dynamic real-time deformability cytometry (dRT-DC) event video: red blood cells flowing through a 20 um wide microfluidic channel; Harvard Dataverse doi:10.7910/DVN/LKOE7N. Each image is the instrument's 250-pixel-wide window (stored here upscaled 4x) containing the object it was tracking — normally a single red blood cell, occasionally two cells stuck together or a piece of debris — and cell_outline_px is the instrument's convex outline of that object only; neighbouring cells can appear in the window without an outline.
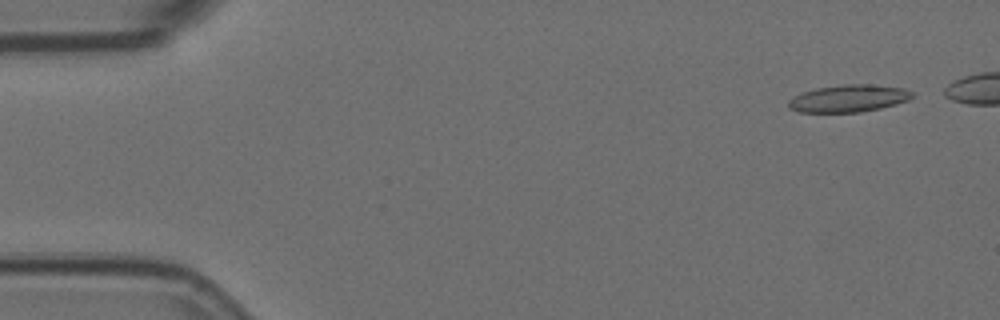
{"species": "Egyptian fruit bat (a non-hibernating species)", "species_latin": "Rousettus aegyptiacus", "temperature_condition": "room temperature", "stored_images_in_passage": 50, "camera_frame_rate_fps": 3000, "um_per_image_px": 0.085, "animal": {"sex": "female"}, "frame": {"image": 1, "passage_image": 4, "time_ms": 1.0, "image_size_px": [1000, 320], "cell_outline_px": [[912, 96], [908, 100], [880, 108], [860, 112], [800, 112], [788, 108], [788, 100], [792, 96], [816, 88], [844, 84], [868, 84], [904, 88], [912, 92]], "centroid_in_image_um": [72.09, 8.36], "position_along_channel_um": 12.9, "area_um2": 19.54}}
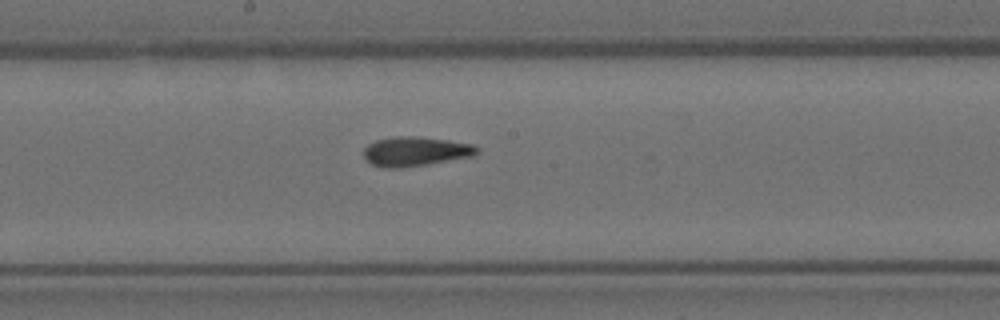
{"frame": {"image": 2, "passage_image": 30, "time_ms": 9.667, "image_size_px": [1000, 320], "cell_outline_px": [[480, 148], [472, 156], [400, 168], [388, 168], [372, 164], [364, 156], [364, 148], [368, 144], [376, 140], [396, 136], [416, 136], [472, 144]], "centroid_in_image_um": [35.27, 12.86], "position_along_channel_um": 212.9, "area_um2": 18.96}}
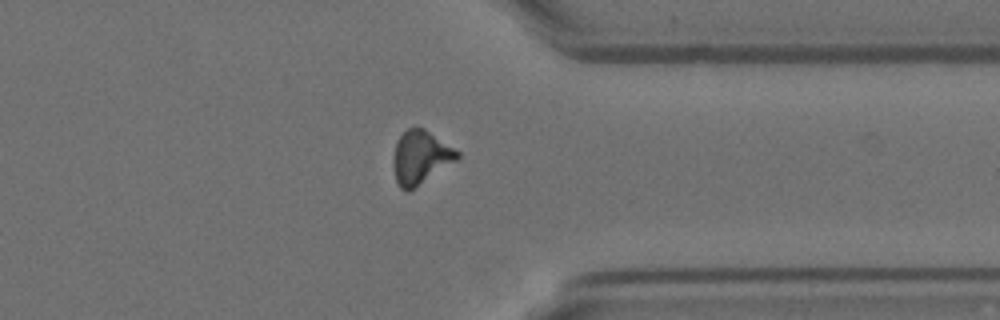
{"frame": {"image": 3, "passage_image": 44, "time_ms": 14.333, "image_size_px": [1000, 320], "cell_outline_px": [[460, 156], [456, 160], [408, 192], [400, 188], [396, 180], [392, 164], [392, 156], [396, 144], [400, 136], [408, 128], [424, 128], [460, 152]], "centroid_in_image_um": [35.72, 13.38], "position_along_channel_um": 375.7, "area_um2": 19.65}, "authors_computed_cell_mechanics": {"area_um2": 19.0162, "velocity_mm_per_s": 3.6163, "shape_relaxation_time_tau1_ms": null, "shape_relaxation_time_tau2_ms": 2.6544, "deformation_change_tau1": null, "deformation_change_tau2": 0.0989}}